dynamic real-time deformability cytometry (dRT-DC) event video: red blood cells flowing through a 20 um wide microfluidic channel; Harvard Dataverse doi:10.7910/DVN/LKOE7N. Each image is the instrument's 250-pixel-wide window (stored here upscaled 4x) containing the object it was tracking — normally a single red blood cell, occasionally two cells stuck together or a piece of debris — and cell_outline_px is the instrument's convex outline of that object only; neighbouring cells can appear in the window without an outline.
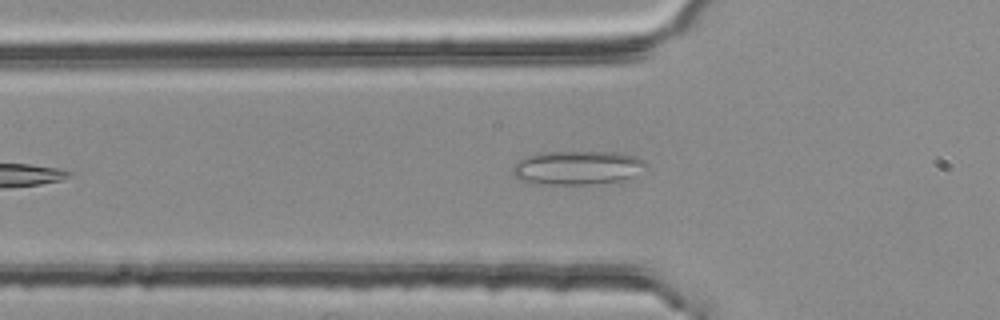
{"species": "common noctule bat (a hibernating species)", "species_latin": "Nyctalus noctula", "temperature_condition": "room temperature", "stored_images_in_passage": 4, "camera_frame_rate_fps": 3000, "um_per_image_px": 0.085, "animal": {"sex": "female", "body_mass_g": 25.1}, "frame": {"image": 1, "passage_image": 4, "time_ms": 1.0, "image_size_px": [1000, 320], "cell_outline_px": [[648, 164], [628, 180], [588, 184], [536, 184], [520, 180], [512, 172], [512, 164], [524, 156], [544, 152], [616, 152], [636, 156], [644, 160]], "centroid_in_image_um": [49.05, 14.25], "position_along_channel_um": 76.8, "area_um2": 26.53}}